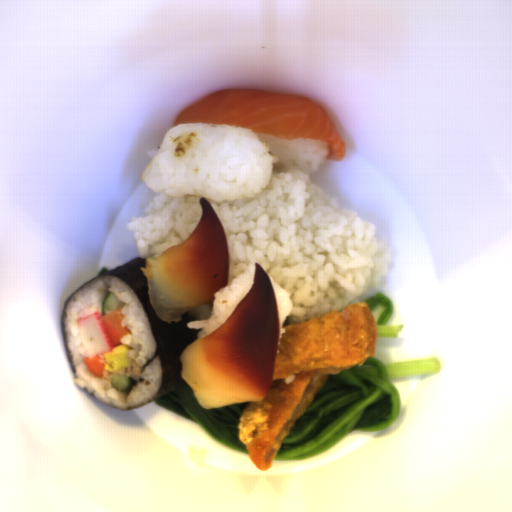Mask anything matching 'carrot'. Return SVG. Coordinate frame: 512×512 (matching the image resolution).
Instances as JSON below:
<instances>
[{
    "instance_id": "cead05ca",
    "label": "carrot",
    "mask_w": 512,
    "mask_h": 512,
    "mask_svg": "<svg viewBox=\"0 0 512 512\" xmlns=\"http://www.w3.org/2000/svg\"><path fill=\"white\" fill-rule=\"evenodd\" d=\"M83 363L92 374L99 378H103L106 364L104 353L95 357L88 356L83 359Z\"/></svg>"
},
{
    "instance_id": "b8716197",
    "label": "carrot",
    "mask_w": 512,
    "mask_h": 512,
    "mask_svg": "<svg viewBox=\"0 0 512 512\" xmlns=\"http://www.w3.org/2000/svg\"><path fill=\"white\" fill-rule=\"evenodd\" d=\"M101 318L113 345L121 344L122 338L130 334L131 331L122 324L125 316L122 313L121 307L102 315Z\"/></svg>"
}]
</instances>
